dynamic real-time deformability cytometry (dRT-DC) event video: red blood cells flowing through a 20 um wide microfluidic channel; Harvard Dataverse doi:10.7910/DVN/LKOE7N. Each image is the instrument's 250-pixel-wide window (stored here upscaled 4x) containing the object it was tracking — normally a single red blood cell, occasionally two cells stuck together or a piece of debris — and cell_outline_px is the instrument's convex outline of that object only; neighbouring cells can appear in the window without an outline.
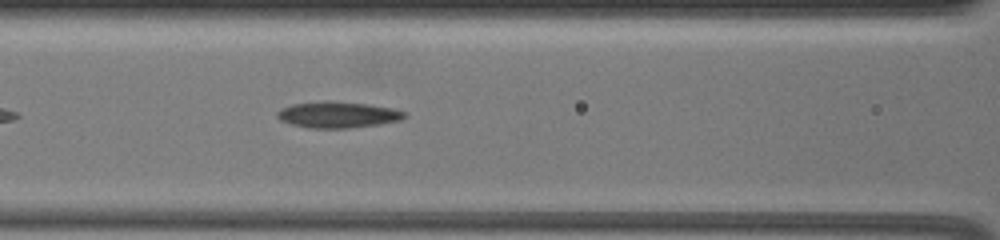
{"species": "common noctule bat (a hibernating species)", "species_latin": "Nyctalus noctula", "temperature_condition": "warm", "stored_images_in_passage": 14, "camera_frame_rate_fps": 3000, "um_per_image_px": 0.085, "animal": {"sex": "female", "body_mass_g": 19.5, "forearm_length_mm": 54.1}, "frame": {"image": 1, "passage_image": 8, "time_ms": 2.333, "image_size_px": [1000, 240], "cell_outline_px": [[408, 116], [400, 120], [380, 124], [348, 128], [308, 128], [292, 124], [280, 120], [276, 116], [276, 112], [280, 108], [292, 104], [324, 100], [332, 100], [368, 104], [392, 108], [408, 112]], "centroid_in_image_um": [28.72, 9.74], "position_along_channel_um": 137.9, "area_um2": 19.77}}
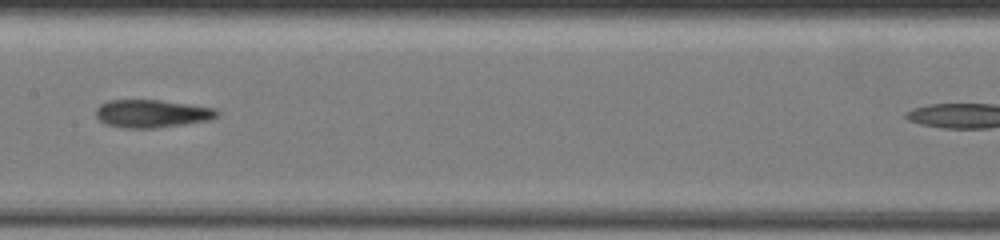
{"frame": {"image": 2, "passage_image": 12, "time_ms": 3.667, "image_size_px": [1000, 240], "cell_outline_px": [[220, 112], [212, 120], [156, 128], [124, 128], [108, 124], [100, 120], [96, 116], [96, 108], [100, 104], [108, 100], [160, 100], [216, 108]], "centroid_in_image_um": [12.93, 9.65], "position_along_channel_um": 194.5, "area_um2": 19.71}}